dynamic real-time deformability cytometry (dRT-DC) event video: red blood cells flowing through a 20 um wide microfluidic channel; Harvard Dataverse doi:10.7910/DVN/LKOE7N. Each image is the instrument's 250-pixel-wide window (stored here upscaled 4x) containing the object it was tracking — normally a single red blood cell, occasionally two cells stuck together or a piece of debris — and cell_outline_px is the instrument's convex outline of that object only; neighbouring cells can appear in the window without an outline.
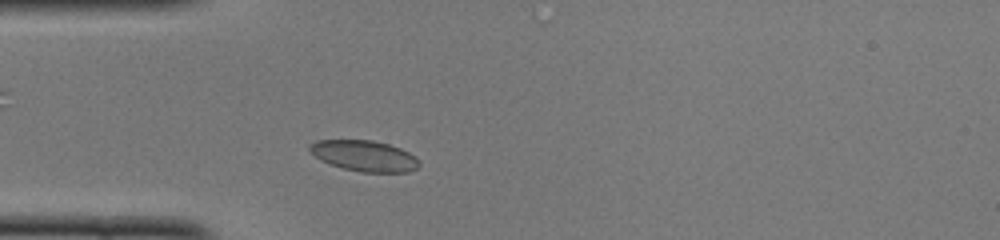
{"species": "common noctule bat (a hibernating species)", "species_latin": "Nyctalus noctula", "temperature_condition": "cold", "stored_images_in_passage": 41, "camera_frame_rate_fps": 3000, "um_per_image_px": 0.085, "animal": {"sex": "female", "body_mass_g": 22.0, "forearm_length_mm": 56.7}, "frame": {"image": 1, "passage_image": 5, "time_ms": 1.333, "image_size_px": [1000, 240], "cell_outline_px": [[420, 164], [416, 168], [408, 172], [360, 172], [344, 168], [320, 160], [308, 148], [308, 144], [316, 140], [372, 140], [388, 144], [400, 148], [416, 156], [420, 160]], "centroid_in_image_um": [30.98, 13.24], "position_along_channel_um": 54.0, "area_um2": 19.65}}
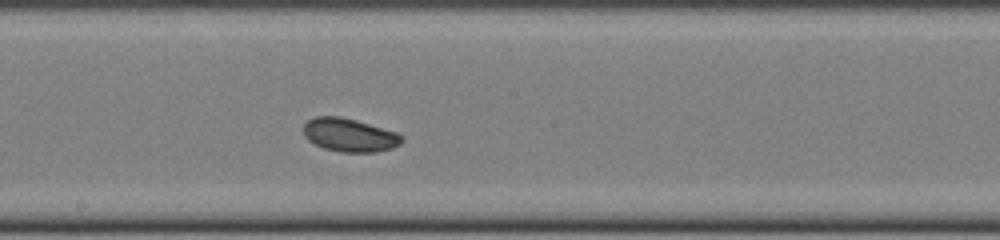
{"frame": {"image": 2, "passage_image": 18, "time_ms": 5.667, "image_size_px": [1000, 240], "cell_outline_px": [[404, 140], [400, 144], [392, 148], [376, 152], [340, 152], [324, 148], [308, 140], [304, 136], [304, 124], [308, 120], [316, 116], [340, 116], [356, 120], [396, 132], [404, 136]], "centroid_in_image_um": [29.72, 11.48], "position_along_channel_um": 218.5, "area_um2": 19.13}}
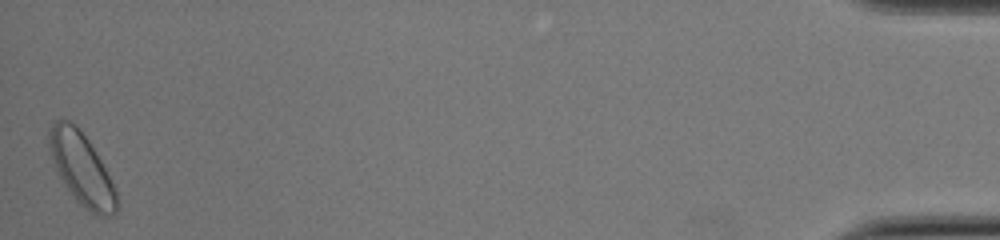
{"frame": {"image": 3, "passage_image": 41, "time_ms": 13.333, "image_size_px": [1000, 240], "cell_outline_px": [[120, 200], [116, 212], [112, 216], [96, 216], [80, 204], [76, 200], [64, 184], [60, 176], [52, 156], [48, 144], [48, 132], [52, 124], [56, 120], [68, 120], [88, 140], [100, 160]], "centroid_in_image_um": [6.96, 14.41], "position_along_channel_um": 428.2, "area_um2": 27.57}, "authors_computed_cell_mechanics": {"area_um2": 19.652, "velocity_mm_per_s": 3.9302, "shape_relaxation_time_tau1_ms": null, "shape_relaxation_time_tau2_ms": 5.9615, "deformation_change_tau1": null, "deformation_change_tau2": 0.0736}}